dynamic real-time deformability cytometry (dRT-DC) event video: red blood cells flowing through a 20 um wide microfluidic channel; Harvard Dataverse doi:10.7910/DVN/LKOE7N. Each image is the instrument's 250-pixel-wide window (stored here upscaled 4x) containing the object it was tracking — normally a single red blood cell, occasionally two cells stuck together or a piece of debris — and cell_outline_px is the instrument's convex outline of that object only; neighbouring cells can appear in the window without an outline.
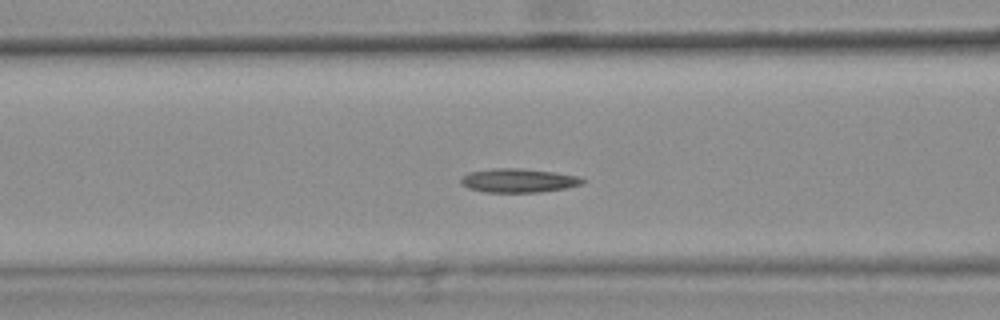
{"species": "common noctule bat (a hibernating species)", "species_latin": "Nyctalus noctula", "temperature_condition": "warm", "stored_images_in_passage": 29, "camera_frame_rate_fps": 3000, "um_per_image_px": 0.085, "animal": {"sex": "female", "body_mass_g": 25.1}, "frame": {"image": 1, "passage_image": 5, "time_ms": 1.333, "image_size_px": [1000, 320], "cell_outline_px": [[584, 184], [564, 188], [540, 192], [484, 192], [468, 188], [460, 184], [460, 176], [468, 172], [492, 168], [520, 168], [552, 172], [580, 176], [584, 180]], "centroid_in_image_um": [44.01, 15.34], "position_along_channel_um": 122.6, "area_um2": 17.05}}